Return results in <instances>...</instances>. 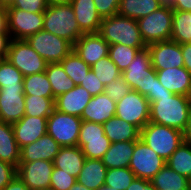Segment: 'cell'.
<instances>
[{
    "label": "cell",
    "instance_id": "6da1fadb",
    "mask_svg": "<svg viewBox=\"0 0 191 190\" xmlns=\"http://www.w3.org/2000/svg\"><path fill=\"white\" fill-rule=\"evenodd\" d=\"M191 110V96L180 94L156 96L150 103L149 122L185 131Z\"/></svg>",
    "mask_w": 191,
    "mask_h": 190
},
{
    "label": "cell",
    "instance_id": "7a4b0ae2",
    "mask_svg": "<svg viewBox=\"0 0 191 190\" xmlns=\"http://www.w3.org/2000/svg\"><path fill=\"white\" fill-rule=\"evenodd\" d=\"M98 33L109 45L147 47L142 40L137 20L119 14L102 18Z\"/></svg>",
    "mask_w": 191,
    "mask_h": 190
},
{
    "label": "cell",
    "instance_id": "3957f363",
    "mask_svg": "<svg viewBox=\"0 0 191 190\" xmlns=\"http://www.w3.org/2000/svg\"><path fill=\"white\" fill-rule=\"evenodd\" d=\"M43 30L69 41L72 45L84 34L77 23L71 4L48 5Z\"/></svg>",
    "mask_w": 191,
    "mask_h": 190
},
{
    "label": "cell",
    "instance_id": "277c9868",
    "mask_svg": "<svg viewBox=\"0 0 191 190\" xmlns=\"http://www.w3.org/2000/svg\"><path fill=\"white\" fill-rule=\"evenodd\" d=\"M140 139L167 161L184 141V134L178 129L148 122L140 130Z\"/></svg>",
    "mask_w": 191,
    "mask_h": 190
},
{
    "label": "cell",
    "instance_id": "5b68a950",
    "mask_svg": "<svg viewBox=\"0 0 191 190\" xmlns=\"http://www.w3.org/2000/svg\"><path fill=\"white\" fill-rule=\"evenodd\" d=\"M122 76L131 89L147 97L154 94L156 70L151 65L148 48L139 50L129 66L122 72Z\"/></svg>",
    "mask_w": 191,
    "mask_h": 190
},
{
    "label": "cell",
    "instance_id": "8992f818",
    "mask_svg": "<svg viewBox=\"0 0 191 190\" xmlns=\"http://www.w3.org/2000/svg\"><path fill=\"white\" fill-rule=\"evenodd\" d=\"M145 45L170 40L173 27V9L160 7L148 16L137 20Z\"/></svg>",
    "mask_w": 191,
    "mask_h": 190
},
{
    "label": "cell",
    "instance_id": "52a82bcc",
    "mask_svg": "<svg viewBox=\"0 0 191 190\" xmlns=\"http://www.w3.org/2000/svg\"><path fill=\"white\" fill-rule=\"evenodd\" d=\"M81 124L80 117L54 109L47 119V134L61 147H74L77 146Z\"/></svg>",
    "mask_w": 191,
    "mask_h": 190
},
{
    "label": "cell",
    "instance_id": "ba28073f",
    "mask_svg": "<svg viewBox=\"0 0 191 190\" xmlns=\"http://www.w3.org/2000/svg\"><path fill=\"white\" fill-rule=\"evenodd\" d=\"M26 41L47 63H60L73 50L69 41L45 30L33 34Z\"/></svg>",
    "mask_w": 191,
    "mask_h": 190
},
{
    "label": "cell",
    "instance_id": "9c48e42d",
    "mask_svg": "<svg viewBox=\"0 0 191 190\" xmlns=\"http://www.w3.org/2000/svg\"><path fill=\"white\" fill-rule=\"evenodd\" d=\"M6 59L23 75L45 72L47 62L28 44L26 40L12 39Z\"/></svg>",
    "mask_w": 191,
    "mask_h": 190
},
{
    "label": "cell",
    "instance_id": "30bf717a",
    "mask_svg": "<svg viewBox=\"0 0 191 190\" xmlns=\"http://www.w3.org/2000/svg\"><path fill=\"white\" fill-rule=\"evenodd\" d=\"M5 11L6 29L11 39L26 40L43 30L44 12L31 13L18 8H6Z\"/></svg>",
    "mask_w": 191,
    "mask_h": 190
},
{
    "label": "cell",
    "instance_id": "8fae6325",
    "mask_svg": "<svg viewBox=\"0 0 191 190\" xmlns=\"http://www.w3.org/2000/svg\"><path fill=\"white\" fill-rule=\"evenodd\" d=\"M115 116L141 130L149 122L150 103L138 91L131 90L116 102Z\"/></svg>",
    "mask_w": 191,
    "mask_h": 190
},
{
    "label": "cell",
    "instance_id": "7c38bea8",
    "mask_svg": "<svg viewBox=\"0 0 191 190\" xmlns=\"http://www.w3.org/2000/svg\"><path fill=\"white\" fill-rule=\"evenodd\" d=\"M110 145L111 141L105 136L103 124L82 120L77 146L87 159L101 160Z\"/></svg>",
    "mask_w": 191,
    "mask_h": 190
},
{
    "label": "cell",
    "instance_id": "4fadbf2b",
    "mask_svg": "<svg viewBox=\"0 0 191 190\" xmlns=\"http://www.w3.org/2000/svg\"><path fill=\"white\" fill-rule=\"evenodd\" d=\"M165 165L166 161L143 140L136 141L129 164L136 178L151 180Z\"/></svg>",
    "mask_w": 191,
    "mask_h": 190
},
{
    "label": "cell",
    "instance_id": "5bb4252c",
    "mask_svg": "<svg viewBox=\"0 0 191 190\" xmlns=\"http://www.w3.org/2000/svg\"><path fill=\"white\" fill-rule=\"evenodd\" d=\"M54 165L51 161L35 160L32 162H19L17 176L31 190L50 188L51 174Z\"/></svg>",
    "mask_w": 191,
    "mask_h": 190
},
{
    "label": "cell",
    "instance_id": "9a60e30c",
    "mask_svg": "<svg viewBox=\"0 0 191 190\" xmlns=\"http://www.w3.org/2000/svg\"><path fill=\"white\" fill-rule=\"evenodd\" d=\"M147 48L151 57V65L155 70L184 67L181 44L165 40L152 43Z\"/></svg>",
    "mask_w": 191,
    "mask_h": 190
},
{
    "label": "cell",
    "instance_id": "2e32d148",
    "mask_svg": "<svg viewBox=\"0 0 191 190\" xmlns=\"http://www.w3.org/2000/svg\"><path fill=\"white\" fill-rule=\"evenodd\" d=\"M23 86L0 88V121L15 123L25 113Z\"/></svg>",
    "mask_w": 191,
    "mask_h": 190
},
{
    "label": "cell",
    "instance_id": "e0dca14e",
    "mask_svg": "<svg viewBox=\"0 0 191 190\" xmlns=\"http://www.w3.org/2000/svg\"><path fill=\"white\" fill-rule=\"evenodd\" d=\"M109 44L99 33H85L73 45V50L90 67L108 56Z\"/></svg>",
    "mask_w": 191,
    "mask_h": 190
},
{
    "label": "cell",
    "instance_id": "ac0fdd59",
    "mask_svg": "<svg viewBox=\"0 0 191 190\" xmlns=\"http://www.w3.org/2000/svg\"><path fill=\"white\" fill-rule=\"evenodd\" d=\"M48 117H34L24 115L12 124L15 140L21 149L47 134Z\"/></svg>",
    "mask_w": 191,
    "mask_h": 190
},
{
    "label": "cell",
    "instance_id": "d6986e66",
    "mask_svg": "<svg viewBox=\"0 0 191 190\" xmlns=\"http://www.w3.org/2000/svg\"><path fill=\"white\" fill-rule=\"evenodd\" d=\"M61 146L50 135L46 134L33 143L20 149V162L46 160L53 162Z\"/></svg>",
    "mask_w": 191,
    "mask_h": 190
},
{
    "label": "cell",
    "instance_id": "ffe728a7",
    "mask_svg": "<svg viewBox=\"0 0 191 190\" xmlns=\"http://www.w3.org/2000/svg\"><path fill=\"white\" fill-rule=\"evenodd\" d=\"M158 81L170 92L191 96V74L185 67L156 70Z\"/></svg>",
    "mask_w": 191,
    "mask_h": 190
},
{
    "label": "cell",
    "instance_id": "44dd1931",
    "mask_svg": "<svg viewBox=\"0 0 191 190\" xmlns=\"http://www.w3.org/2000/svg\"><path fill=\"white\" fill-rule=\"evenodd\" d=\"M91 98L92 96L85 88L76 85L73 89L55 98V109L65 114L81 117Z\"/></svg>",
    "mask_w": 191,
    "mask_h": 190
},
{
    "label": "cell",
    "instance_id": "7402d4cb",
    "mask_svg": "<svg viewBox=\"0 0 191 190\" xmlns=\"http://www.w3.org/2000/svg\"><path fill=\"white\" fill-rule=\"evenodd\" d=\"M116 102L106 93L92 97L81 115L83 121L104 124L115 116Z\"/></svg>",
    "mask_w": 191,
    "mask_h": 190
},
{
    "label": "cell",
    "instance_id": "603a6c76",
    "mask_svg": "<svg viewBox=\"0 0 191 190\" xmlns=\"http://www.w3.org/2000/svg\"><path fill=\"white\" fill-rule=\"evenodd\" d=\"M80 30L85 33H98L102 21L98 14L94 0H71Z\"/></svg>",
    "mask_w": 191,
    "mask_h": 190
},
{
    "label": "cell",
    "instance_id": "cb8c5ba5",
    "mask_svg": "<svg viewBox=\"0 0 191 190\" xmlns=\"http://www.w3.org/2000/svg\"><path fill=\"white\" fill-rule=\"evenodd\" d=\"M137 140L114 142L102 157V163L107 169L129 167Z\"/></svg>",
    "mask_w": 191,
    "mask_h": 190
},
{
    "label": "cell",
    "instance_id": "d4e9b609",
    "mask_svg": "<svg viewBox=\"0 0 191 190\" xmlns=\"http://www.w3.org/2000/svg\"><path fill=\"white\" fill-rule=\"evenodd\" d=\"M86 157L79 146L61 147L53 160L56 168L77 177L83 167Z\"/></svg>",
    "mask_w": 191,
    "mask_h": 190
},
{
    "label": "cell",
    "instance_id": "484cf974",
    "mask_svg": "<svg viewBox=\"0 0 191 190\" xmlns=\"http://www.w3.org/2000/svg\"><path fill=\"white\" fill-rule=\"evenodd\" d=\"M107 167L99 159H85L77 182L91 190H98L105 183Z\"/></svg>",
    "mask_w": 191,
    "mask_h": 190
},
{
    "label": "cell",
    "instance_id": "4316f807",
    "mask_svg": "<svg viewBox=\"0 0 191 190\" xmlns=\"http://www.w3.org/2000/svg\"><path fill=\"white\" fill-rule=\"evenodd\" d=\"M105 136L114 142L133 141L140 138V130L133 124L114 116L103 124Z\"/></svg>",
    "mask_w": 191,
    "mask_h": 190
},
{
    "label": "cell",
    "instance_id": "83f0119b",
    "mask_svg": "<svg viewBox=\"0 0 191 190\" xmlns=\"http://www.w3.org/2000/svg\"><path fill=\"white\" fill-rule=\"evenodd\" d=\"M0 160L18 167L20 148L15 140L11 123L0 121Z\"/></svg>",
    "mask_w": 191,
    "mask_h": 190
},
{
    "label": "cell",
    "instance_id": "f1b7e54d",
    "mask_svg": "<svg viewBox=\"0 0 191 190\" xmlns=\"http://www.w3.org/2000/svg\"><path fill=\"white\" fill-rule=\"evenodd\" d=\"M156 190H190L188 178L165 165L151 180Z\"/></svg>",
    "mask_w": 191,
    "mask_h": 190
},
{
    "label": "cell",
    "instance_id": "f546056e",
    "mask_svg": "<svg viewBox=\"0 0 191 190\" xmlns=\"http://www.w3.org/2000/svg\"><path fill=\"white\" fill-rule=\"evenodd\" d=\"M160 7L162 6L159 0H120L117 14L138 20Z\"/></svg>",
    "mask_w": 191,
    "mask_h": 190
},
{
    "label": "cell",
    "instance_id": "4dcf8cb0",
    "mask_svg": "<svg viewBox=\"0 0 191 190\" xmlns=\"http://www.w3.org/2000/svg\"><path fill=\"white\" fill-rule=\"evenodd\" d=\"M45 73L55 98L76 86L73 80L65 73L60 63H47Z\"/></svg>",
    "mask_w": 191,
    "mask_h": 190
},
{
    "label": "cell",
    "instance_id": "1f68e13d",
    "mask_svg": "<svg viewBox=\"0 0 191 190\" xmlns=\"http://www.w3.org/2000/svg\"><path fill=\"white\" fill-rule=\"evenodd\" d=\"M170 40L179 44L191 43V12L173 10Z\"/></svg>",
    "mask_w": 191,
    "mask_h": 190
},
{
    "label": "cell",
    "instance_id": "d6a6232c",
    "mask_svg": "<svg viewBox=\"0 0 191 190\" xmlns=\"http://www.w3.org/2000/svg\"><path fill=\"white\" fill-rule=\"evenodd\" d=\"M166 165L188 178L191 174V143L183 141L166 161Z\"/></svg>",
    "mask_w": 191,
    "mask_h": 190
},
{
    "label": "cell",
    "instance_id": "836d02e7",
    "mask_svg": "<svg viewBox=\"0 0 191 190\" xmlns=\"http://www.w3.org/2000/svg\"><path fill=\"white\" fill-rule=\"evenodd\" d=\"M23 88L25 95L55 98L45 72H40L24 77Z\"/></svg>",
    "mask_w": 191,
    "mask_h": 190
},
{
    "label": "cell",
    "instance_id": "e575fe53",
    "mask_svg": "<svg viewBox=\"0 0 191 190\" xmlns=\"http://www.w3.org/2000/svg\"><path fill=\"white\" fill-rule=\"evenodd\" d=\"M60 64L75 85H80L91 69V67L83 61L74 50H72Z\"/></svg>",
    "mask_w": 191,
    "mask_h": 190
},
{
    "label": "cell",
    "instance_id": "d590c367",
    "mask_svg": "<svg viewBox=\"0 0 191 190\" xmlns=\"http://www.w3.org/2000/svg\"><path fill=\"white\" fill-rule=\"evenodd\" d=\"M24 115L34 117H48L55 109V98L25 95Z\"/></svg>",
    "mask_w": 191,
    "mask_h": 190
},
{
    "label": "cell",
    "instance_id": "8d00e7d4",
    "mask_svg": "<svg viewBox=\"0 0 191 190\" xmlns=\"http://www.w3.org/2000/svg\"><path fill=\"white\" fill-rule=\"evenodd\" d=\"M142 49L144 48L129 47L122 44L110 45L108 57L123 72L129 66L137 52Z\"/></svg>",
    "mask_w": 191,
    "mask_h": 190
},
{
    "label": "cell",
    "instance_id": "74e56055",
    "mask_svg": "<svg viewBox=\"0 0 191 190\" xmlns=\"http://www.w3.org/2000/svg\"><path fill=\"white\" fill-rule=\"evenodd\" d=\"M135 178V174L129 167L107 169L104 185L115 190H127Z\"/></svg>",
    "mask_w": 191,
    "mask_h": 190
},
{
    "label": "cell",
    "instance_id": "f35d334b",
    "mask_svg": "<svg viewBox=\"0 0 191 190\" xmlns=\"http://www.w3.org/2000/svg\"><path fill=\"white\" fill-rule=\"evenodd\" d=\"M97 78L104 84L116 80L122 74L114 62L108 57L101 58L91 66Z\"/></svg>",
    "mask_w": 191,
    "mask_h": 190
},
{
    "label": "cell",
    "instance_id": "ab89813d",
    "mask_svg": "<svg viewBox=\"0 0 191 190\" xmlns=\"http://www.w3.org/2000/svg\"><path fill=\"white\" fill-rule=\"evenodd\" d=\"M24 75L7 59H0V88L23 86Z\"/></svg>",
    "mask_w": 191,
    "mask_h": 190
},
{
    "label": "cell",
    "instance_id": "60d3db41",
    "mask_svg": "<svg viewBox=\"0 0 191 190\" xmlns=\"http://www.w3.org/2000/svg\"><path fill=\"white\" fill-rule=\"evenodd\" d=\"M131 90L130 85L121 74L119 78L112 80L105 85L104 93H106L113 101L117 102Z\"/></svg>",
    "mask_w": 191,
    "mask_h": 190
},
{
    "label": "cell",
    "instance_id": "b9f144b4",
    "mask_svg": "<svg viewBox=\"0 0 191 190\" xmlns=\"http://www.w3.org/2000/svg\"><path fill=\"white\" fill-rule=\"evenodd\" d=\"M76 181L75 176L64 172L60 168L54 167L51 174L50 188L54 190H69Z\"/></svg>",
    "mask_w": 191,
    "mask_h": 190
},
{
    "label": "cell",
    "instance_id": "7bdbcfd3",
    "mask_svg": "<svg viewBox=\"0 0 191 190\" xmlns=\"http://www.w3.org/2000/svg\"><path fill=\"white\" fill-rule=\"evenodd\" d=\"M79 86L85 88L92 97L104 93L105 88V85L97 78L92 69L89 70Z\"/></svg>",
    "mask_w": 191,
    "mask_h": 190
},
{
    "label": "cell",
    "instance_id": "ee69618b",
    "mask_svg": "<svg viewBox=\"0 0 191 190\" xmlns=\"http://www.w3.org/2000/svg\"><path fill=\"white\" fill-rule=\"evenodd\" d=\"M46 0H15L14 4L9 8H18L31 13L45 12L47 9Z\"/></svg>",
    "mask_w": 191,
    "mask_h": 190
},
{
    "label": "cell",
    "instance_id": "f6af8a7d",
    "mask_svg": "<svg viewBox=\"0 0 191 190\" xmlns=\"http://www.w3.org/2000/svg\"><path fill=\"white\" fill-rule=\"evenodd\" d=\"M94 4L101 18H106L118 13L120 0H94Z\"/></svg>",
    "mask_w": 191,
    "mask_h": 190
},
{
    "label": "cell",
    "instance_id": "bcb514c9",
    "mask_svg": "<svg viewBox=\"0 0 191 190\" xmlns=\"http://www.w3.org/2000/svg\"><path fill=\"white\" fill-rule=\"evenodd\" d=\"M17 176V167L0 160V190Z\"/></svg>",
    "mask_w": 191,
    "mask_h": 190
},
{
    "label": "cell",
    "instance_id": "7dc6e473",
    "mask_svg": "<svg viewBox=\"0 0 191 190\" xmlns=\"http://www.w3.org/2000/svg\"><path fill=\"white\" fill-rule=\"evenodd\" d=\"M11 40L8 31H0V59H6Z\"/></svg>",
    "mask_w": 191,
    "mask_h": 190
},
{
    "label": "cell",
    "instance_id": "c3c4849f",
    "mask_svg": "<svg viewBox=\"0 0 191 190\" xmlns=\"http://www.w3.org/2000/svg\"><path fill=\"white\" fill-rule=\"evenodd\" d=\"M127 190H156L153 183L147 179L135 178Z\"/></svg>",
    "mask_w": 191,
    "mask_h": 190
},
{
    "label": "cell",
    "instance_id": "681fc988",
    "mask_svg": "<svg viewBox=\"0 0 191 190\" xmlns=\"http://www.w3.org/2000/svg\"><path fill=\"white\" fill-rule=\"evenodd\" d=\"M174 93L168 91L159 81L158 78H155V88L154 94H149L146 98L148 99L149 103H152L156 100V96L162 95H173Z\"/></svg>",
    "mask_w": 191,
    "mask_h": 190
},
{
    "label": "cell",
    "instance_id": "f907efd6",
    "mask_svg": "<svg viewBox=\"0 0 191 190\" xmlns=\"http://www.w3.org/2000/svg\"><path fill=\"white\" fill-rule=\"evenodd\" d=\"M181 52L183 56L184 67L191 74V43L181 44Z\"/></svg>",
    "mask_w": 191,
    "mask_h": 190
},
{
    "label": "cell",
    "instance_id": "816d5d0a",
    "mask_svg": "<svg viewBox=\"0 0 191 190\" xmlns=\"http://www.w3.org/2000/svg\"><path fill=\"white\" fill-rule=\"evenodd\" d=\"M3 190H31L24 182L16 176Z\"/></svg>",
    "mask_w": 191,
    "mask_h": 190
},
{
    "label": "cell",
    "instance_id": "f5cc1de1",
    "mask_svg": "<svg viewBox=\"0 0 191 190\" xmlns=\"http://www.w3.org/2000/svg\"><path fill=\"white\" fill-rule=\"evenodd\" d=\"M172 9L191 12V0H175Z\"/></svg>",
    "mask_w": 191,
    "mask_h": 190
},
{
    "label": "cell",
    "instance_id": "db71d44e",
    "mask_svg": "<svg viewBox=\"0 0 191 190\" xmlns=\"http://www.w3.org/2000/svg\"><path fill=\"white\" fill-rule=\"evenodd\" d=\"M184 134V141L191 143V110L189 113V118H188V123L185 131L183 132Z\"/></svg>",
    "mask_w": 191,
    "mask_h": 190
},
{
    "label": "cell",
    "instance_id": "11a10c76",
    "mask_svg": "<svg viewBox=\"0 0 191 190\" xmlns=\"http://www.w3.org/2000/svg\"><path fill=\"white\" fill-rule=\"evenodd\" d=\"M0 31H7L6 29V11L0 8Z\"/></svg>",
    "mask_w": 191,
    "mask_h": 190
},
{
    "label": "cell",
    "instance_id": "9f6ffc18",
    "mask_svg": "<svg viewBox=\"0 0 191 190\" xmlns=\"http://www.w3.org/2000/svg\"><path fill=\"white\" fill-rule=\"evenodd\" d=\"M15 0H0V8L6 9L14 4Z\"/></svg>",
    "mask_w": 191,
    "mask_h": 190
},
{
    "label": "cell",
    "instance_id": "6f0895ef",
    "mask_svg": "<svg viewBox=\"0 0 191 190\" xmlns=\"http://www.w3.org/2000/svg\"><path fill=\"white\" fill-rule=\"evenodd\" d=\"M48 5L70 4L71 0H46Z\"/></svg>",
    "mask_w": 191,
    "mask_h": 190
},
{
    "label": "cell",
    "instance_id": "680465c9",
    "mask_svg": "<svg viewBox=\"0 0 191 190\" xmlns=\"http://www.w3.org/2000/svg\"><path fill=\"white\" fill-rule=\"evenodd\" d=\"M69 190H91V189H88L86 186L76 181V183L72 185V187Z\"/></svg>",
    "mask_w": 191,
    "mask_h": 190
},
{
    "label": "cell",
    "instance_id": "91938a15",
    "mask_svg": "<svg viewBox=\"0 0 191 190\" xmlns=\"http://www.w3.org/2000/svg\"><path fill=\"white\" fill-rule=\"evenodd\" d=\"M159 1H160L161 6L170 7V8L173 7L174 2H175V0H159Z\"/></svg>",
    "mask_w": 191,
    "mask_h": 190
},
{
    "label": "cell",
    "instance_id": "94428289",
    "mask_svg": "<svg viewBox=\"0 0 191 190\" xmlns=\"http://www.w3.org/2000/svg\"><path fill=\"white\" fill-rule=\"evenodd\" d=\"M98 190H115V188L110 187V186L103 185V186H101Z\"/></svg>",
    "mask_w": 191,
    "mask_h": 190
},
{
    "label": "cell",
    "instance_id": "6125c7cd",
    "mask_svg": "<svg viewBox=\"0 0 191 190\" xmlns=\"http://www.w3.org/2000/svg\"><path fill=\"white\" fill-rule=\"evenodd\" d=\"M188 183H189V188L191 190V174L188 176Z\"/></svg>",
    "mask_w": 191,
    "mask_h": 190
},
{
    "label": "cell",
    "instance_id": "be15d7a7",
    "mask_svg": "<svg viewBox=\"0 0 191 190\" xmlns=\"http://www.w3.org/2000/svg\"><path fill=\"white\" fill-rule=\"evenodd\" d=\"M42 190H54V189H51V188H47V189H42Z\"/></svg>",
    "mask_w": 191,
    "mask_h": 190
}]
</instances>
